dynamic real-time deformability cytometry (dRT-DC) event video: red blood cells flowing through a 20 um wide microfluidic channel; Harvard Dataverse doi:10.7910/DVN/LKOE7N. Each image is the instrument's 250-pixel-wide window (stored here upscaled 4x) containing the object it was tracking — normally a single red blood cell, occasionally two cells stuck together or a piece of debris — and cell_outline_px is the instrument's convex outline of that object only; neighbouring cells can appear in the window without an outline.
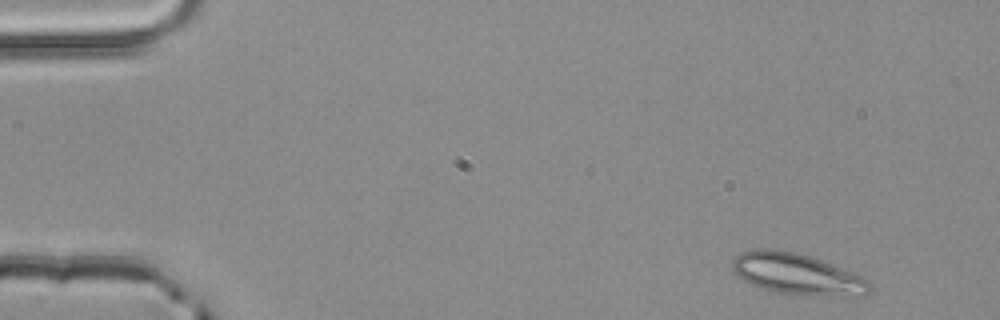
{"species": "common noctule bat (a hibernating species)", "species_latin": "Nyctalus noctula", "temperature_condition": "room temperature", "stored_images_in_passage": 4, "camera_frame_rate_fps": 3000, "um_per_image_px": 0.085, "animal": {"sex": "male", "body_mass_g": 20.4}, "frame": {"image": 1, "passage_image": 1, "time_ms": 0.0, "image_size_px": [1000, 320], "cell_outline_px": [[872, 288], [868, 296], [788, 296], [772, 292], [760, 288], [744, 280], [732, 272], [732, 260], [740, 252], [752, 248], [768, 248], [796, 252], [832, 264], [864, 276], [872, 284]], "centroid_in_image_um": [67.77, 23.33], "position_along_channel_um": 17.2, "area_um2": 33.99}}